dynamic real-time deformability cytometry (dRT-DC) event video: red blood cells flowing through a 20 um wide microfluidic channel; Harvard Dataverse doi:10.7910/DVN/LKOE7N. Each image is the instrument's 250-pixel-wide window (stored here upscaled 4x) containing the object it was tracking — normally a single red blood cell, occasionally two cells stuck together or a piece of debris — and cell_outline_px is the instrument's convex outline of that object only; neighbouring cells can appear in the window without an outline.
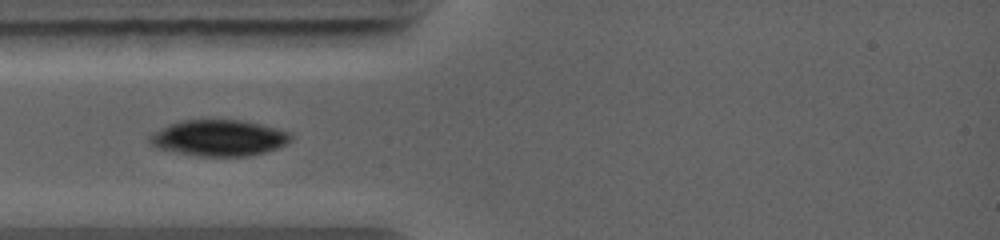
{"species": "common noctule bat (a hibernating species)", "species_latin": "Nyctalus noctula", "temperature_condition": "warm", "stored_images_in_passage": 21, "camera_frame_rate_fps": 5000, "um_per_image_px": 0.085, "animal": {"sex": "female", "body_mass_g": 19.0, "forearm_length_mm": 56.7}, "frame": {"image": 1, "passage_image": 1, "time_ms": 0.0, "image_size_px": [1000, 240], "cell_outline_px": [[292, 140], [276, 148], [264, 152], [248, 156], [196, 156], [160, 148], [152, 144], [148, 140], [148, 136], [152, 132], [168, 124], [180, 120], [244, 120], [292, 132]], "centroid_in_image_um": [18.61, 11.71], "position_along_channel_um": 66.4, "area_um2": 29.71}}
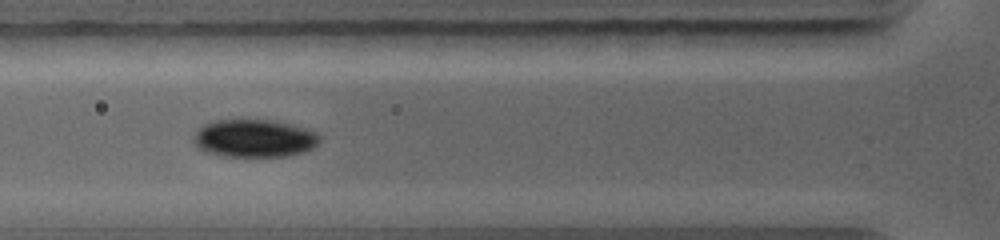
{"frame": {"image": 2, "passage_image": 7, "time_ms": 0.8, "image_size_px": [1000, 240], "cell_outline_px": [[320, 140], [312, 148], [288, 156], [224, 156], [208, 152], [196, 148], [192, 140], [196, 128], [212, 120], [268, 120], [292, 124], [316, 132], [320, 136]], "centroid_in_image_um": [21.55, 11.75], "position_along_channel_um": 104.3, "area_um2": 27.8}}
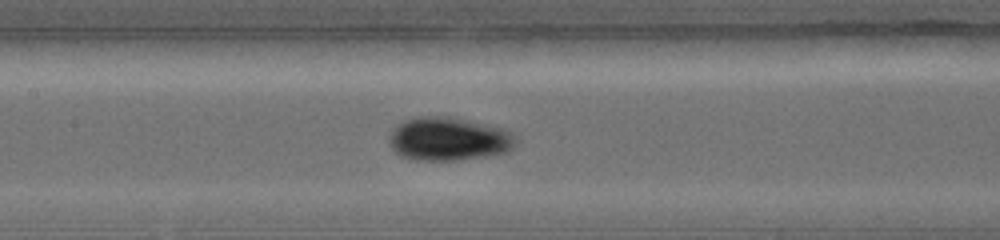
{"frame": {"image": 3, "passage_image": 19, "time_ms": 2.2, "image_size_px": [1000, 240], "cell_outline_px": [[516, 144], [508, 152], [484, 156], [456, 160], [416, 160], [400, 156], [388, 144], [388, 136], [392, 128], [396, 124], [404, 120], [420, 116], [440, 116], [488, 124], [504, 128], [512, 132], [516, 136]], "centroid_in_image_um": [38.1, 11.81], "position_along_channel_um": 169.3, "area_um2": 32.25}}